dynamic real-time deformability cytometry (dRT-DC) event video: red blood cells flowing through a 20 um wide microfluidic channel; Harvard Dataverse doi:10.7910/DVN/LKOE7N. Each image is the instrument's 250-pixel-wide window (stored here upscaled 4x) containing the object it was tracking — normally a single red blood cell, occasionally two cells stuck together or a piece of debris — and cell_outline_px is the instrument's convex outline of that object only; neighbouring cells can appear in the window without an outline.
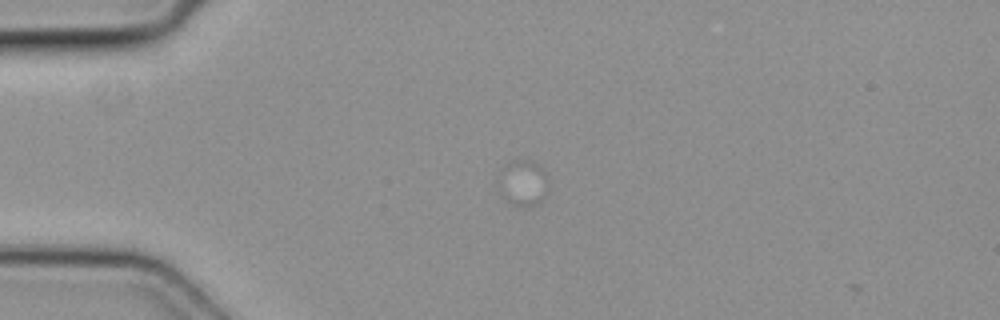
{"species": "common noctule bat (a hibernating species)", "species_latin": "Nyctalus noctula", "temperature_condition": "cold", "stored_images_in_passage": 3, "camera_frame_rate_fps": 3000, "um_per_image_px": 0.085, "animal": {"sex": "female", "body_mass_g": 19.3, "forearm_length_mm": 54.1}, "frame": {"image": 1, "passage_image": 2, "time_ms": 0.333, "image_size_px": [1000, 320], "cell_outline_px": [[548, 192], [540, 204], [528, 208], [524, 208], [512, 204], [504, 200], [496, 192], [496, 180], [516, 160], [536, 164], [548, 176]], "centroid_in_image_um": [44.45, 15.7], "position_along_channel_um": 40.5, "area_um2": 13.47}}